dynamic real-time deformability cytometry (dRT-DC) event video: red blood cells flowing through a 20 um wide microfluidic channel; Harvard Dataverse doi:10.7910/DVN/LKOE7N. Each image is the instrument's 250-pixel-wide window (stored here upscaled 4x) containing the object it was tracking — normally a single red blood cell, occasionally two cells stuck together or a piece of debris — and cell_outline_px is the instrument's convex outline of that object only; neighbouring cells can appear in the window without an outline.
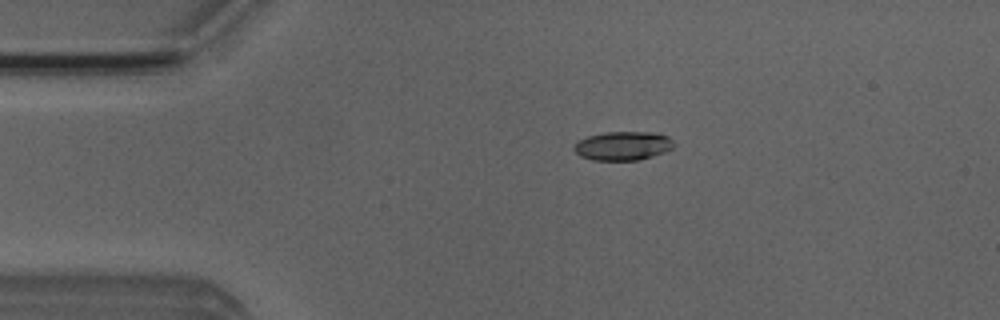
{"species": "Egyptian fruit bat (a non-hibernating species)", "species_latin": "Rousettus aegyptiacus", "temperature_condition": "room temperature", "stored_images_in_passage": 5, "camera_frame_rate_fps": 3000, "um_per_image_px": 0.085, "animal": {"sex": "male"}, "frame": {"image": 1, "passage_image": 3, "time_ms": 2.333, "image_size_px": [1000, 320], "cell_outline_px": [[672, 148], [664, 152], [640, 160], [592, 160], [580, 156], [572, 148], [580, 140], [588, 136], [604, 132], [652, 132], [668, 136], [672, 140]], "centroid_in_image_um": [52.93, 12.4], "position_along_channel_um": 32.1, "area_um2": 16.65}}